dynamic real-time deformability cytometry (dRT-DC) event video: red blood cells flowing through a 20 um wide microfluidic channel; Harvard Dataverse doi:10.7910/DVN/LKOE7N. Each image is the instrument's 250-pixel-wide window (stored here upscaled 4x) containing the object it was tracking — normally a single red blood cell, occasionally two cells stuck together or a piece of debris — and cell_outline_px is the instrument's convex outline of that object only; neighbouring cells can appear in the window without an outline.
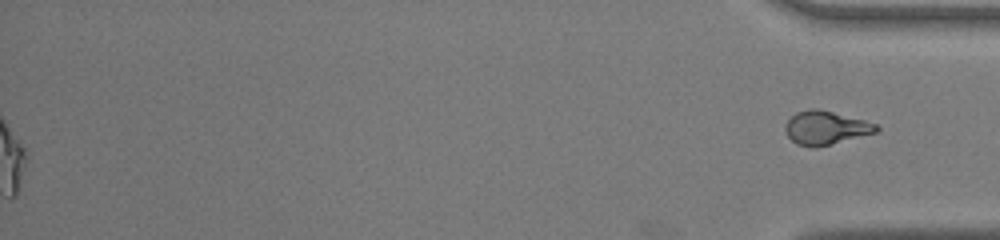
{"species": "common noctule bat (a hibernating species)", "species_latin": "Nyctalus noctula", "temperature_condition": "warm", "stored_images_in_passage": 36, "segment_of_instrument_passage": [2, 2], "camera_frame_rate_fps": 3000, "um_per_image_px": 0.085, "animal": {"sex": "male", "body_mass_g": 19.0, "forearm_length_mm": 50.8}, "frame": {"image": 1, "passage_image": 36, "time_ms": 11.667, "image_size_px": [1000, 240], "cell_outline_px": [[880, 128], [876, 132], [816, 148], [796, 144], [784, 132], [784, 124], [796, 112], [808, 108], [816, 108], [864, 120], [876, 124]], "centroid_in_image_um": [70.14, 10.86], "position_along_channel_um": 365.1, "area_um2": 17.74}}